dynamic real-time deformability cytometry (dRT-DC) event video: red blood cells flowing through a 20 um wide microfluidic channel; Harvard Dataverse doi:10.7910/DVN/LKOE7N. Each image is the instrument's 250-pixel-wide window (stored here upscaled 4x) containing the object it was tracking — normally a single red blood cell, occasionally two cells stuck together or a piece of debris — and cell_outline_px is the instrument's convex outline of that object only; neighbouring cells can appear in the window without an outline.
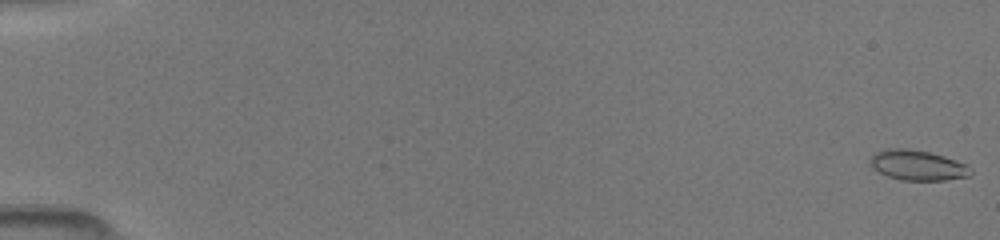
{"species": "common noctule bat (a hibernating species)", "species_latin": "Nyctalus noctula", "temperature_condition": "room temperature", "stored_images_in_passage": 18, "camera_frame_rate_fps": 3000, "um_per_image_px": 0.085, "animal": {"sex": "female", "body_mass_g": 19.5, "forearm_length_mm": 54.1}, "frame": {"image": 1, "passage_image": 1, "time_ms": 0.0, "image_size_px": [1000, 240], "cell_outline_px": [[972, 176], [944, 180], [900, 180], [888, 176], [872, 168], [868, 164], [872, 156], [876, 152], [884, 148], [908, 148], [928, 152], [944, 156], [968, 164], [972, 172]], "centroid_in_image_um": [78.0, 14.04], "position_along_channel_um": 7.0, "area_um2": 17.86}}
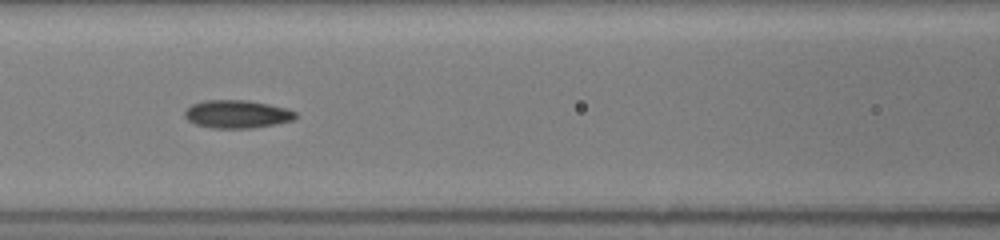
{"frame": {"image": 2, "passage_image": 9, "time_ms": 7.667, "image_size_px": [1000, 240], "cell_outline_px": [[296, 116], [292, 120], [276, 124], [252, 128], [212, 128], [196, 124], [188, 120], [184, 116], [184, 112], [192, 104], [204, 100], [248, 100], [288, 108], [296, 112]], "centroid_in_image_um": [20.15, 9.7], "position_along_channel_um": 146.5, "area_um2": 18.09}}
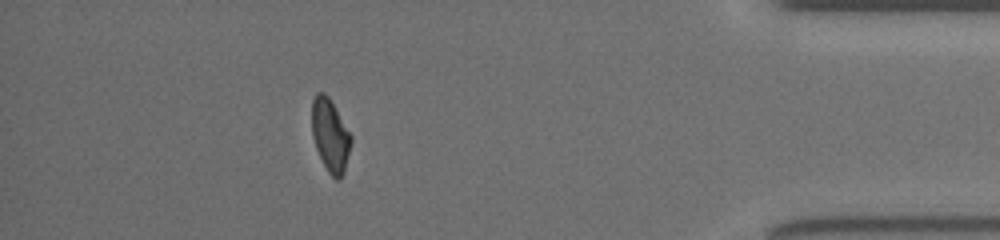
{"frame": {"image": 3, "passage_image": 16, "time_ms": 15.0, "image_size_px": [1000, 240], "cell_outline_px": [[352, 140], [344, 172], [340, 180], [336, 180], [328, 172], [316, 148], [312, 136], [312, 100], [316, 92], [324, 92], [328, 96], [352, 136]], "centroid_in_image_um": [28.07, 11.5], "position_along_channel_um": 407.1, "area_um2": 16.53}}